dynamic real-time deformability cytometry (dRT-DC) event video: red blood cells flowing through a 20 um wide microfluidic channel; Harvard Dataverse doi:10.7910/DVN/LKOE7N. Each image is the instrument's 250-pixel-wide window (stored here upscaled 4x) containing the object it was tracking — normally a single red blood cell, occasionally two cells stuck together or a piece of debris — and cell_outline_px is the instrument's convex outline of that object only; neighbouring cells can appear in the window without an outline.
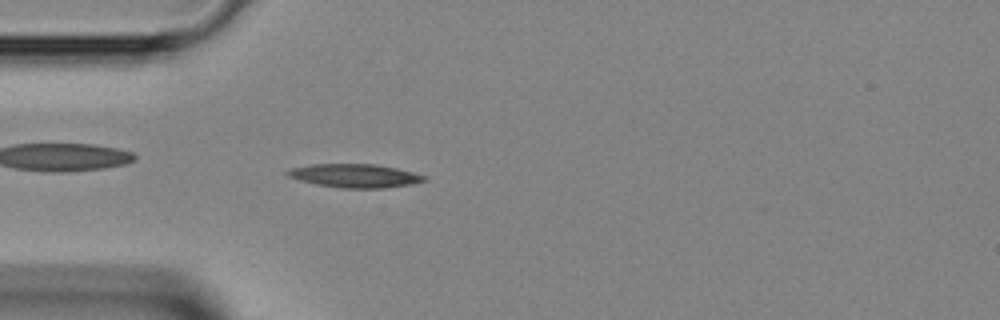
{"species": "Egyptian fruit bat (a non-hibernating species)", "species_latin": "Rousettus aegyptiacus", "temperature_condition": "room temperature", "stored_images_in_passage": 30, "camera_frame_rate_fps": 3000, "um_per_image_px": 0.085, "animal": {"sex": "female"}, "frame": {"image": 1, "passage_image": 1, "time_ms": 0.0, "image_size_px": [1000, 320], "cell_outline_px": [[428, 180], [412, 184], [384, 188], [340, 188], [316, 184], [300, 180], [288, 176], [284, 172], [288, 168], [312, 164], [376, 164], [396, 168], [412, 172], [424, 176]], "centroid_in_image_um": [30.13, 14.93], "position_along_channel_um": 54.9, "area_um2": 18.79}}
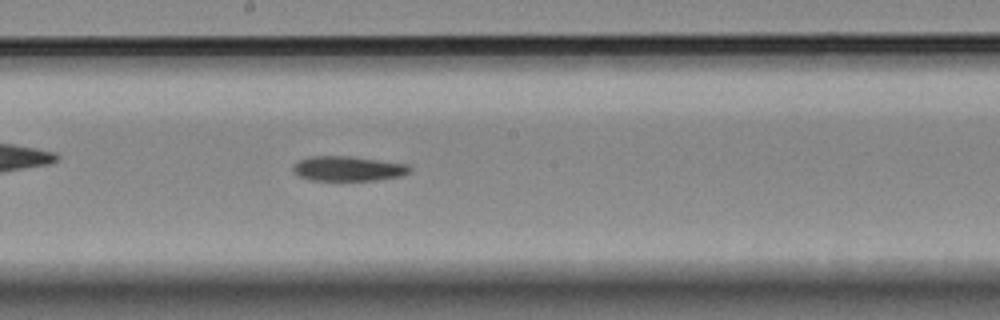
{"frame": {"image": 2, "passage_image": 12, "time_ms": 3.667, "image_size_px": [1000, 320], "cell_outline_px": [[412, 168], [408, 172], [400, 176], [372, 180], [312, 180], [300, 176], [292, 172], [292, 164], [308, 156], [352, 156], [408, 164]], "centroid_in_image_um": [29.54, 14.32], "position_along_channel_um": 218.7, "area_um2": 16.88}}
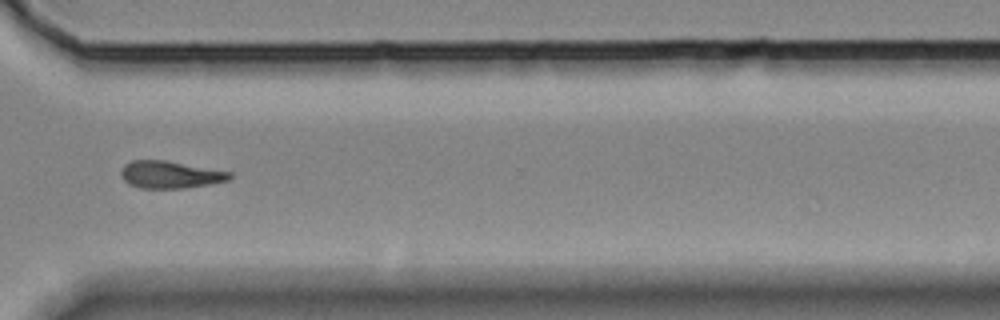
{"frame": {"image": 3, "passage_image": 21, "time_ms": 6.667, "image_size_px": [1000, 320], "cell_outline_px": [[232, 176], [228, 180], [208, 184], [184, 188], [140, 188], [128, 184], [120, 176], [120, 172], [124, 164], [132, 160], [164, 160], [232, 172]], "centroid_in_image_um": [14.42, 14.84], "position_along_channel_um": 356.2, "area_um2": 17.22}}